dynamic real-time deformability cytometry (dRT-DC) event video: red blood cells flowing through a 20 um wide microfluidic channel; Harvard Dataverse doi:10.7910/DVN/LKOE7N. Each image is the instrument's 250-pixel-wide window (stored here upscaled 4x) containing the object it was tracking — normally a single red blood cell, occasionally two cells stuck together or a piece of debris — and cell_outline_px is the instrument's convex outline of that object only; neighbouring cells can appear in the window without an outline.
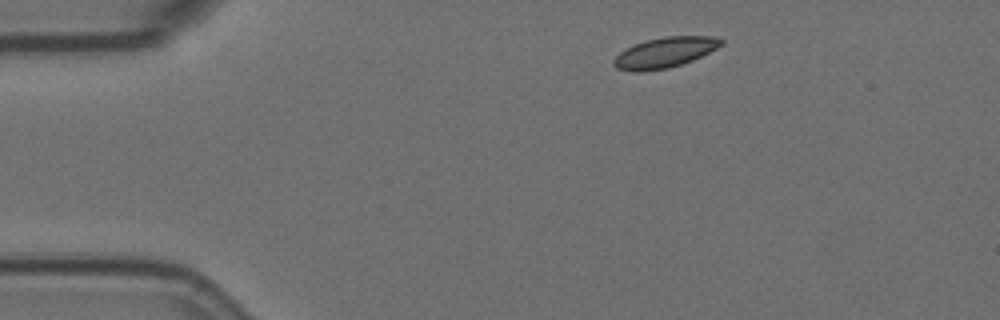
{"species": "Egyptian fruit bat (a non-hibernating species)", "species_latin": "Rousettus aegyptiacus", "temperature_condition": "room temperature", "stored_images_in_passage": 3, "camera_frame_rate_fps": 3000, "um_per_image_px": 0.085, "animal": {"sex": "female"}, "frame": {"image": 1, "passage_image": 1, "time_ms": 0.0, "image_size_px": [1000, 320], "cell_outline_px": [[724, 44], [692, 60], [668, 68], [644, 72], [636, 72], [616, 68], [612, 64], [612, 60], [620, 52], [644, 40], [664, 36], [716, 36], [724, 40]], "centroid_in_image_um": [56.5, 4.46], "position_along_channel_um": 28.5, "area_um2": 19.02}}